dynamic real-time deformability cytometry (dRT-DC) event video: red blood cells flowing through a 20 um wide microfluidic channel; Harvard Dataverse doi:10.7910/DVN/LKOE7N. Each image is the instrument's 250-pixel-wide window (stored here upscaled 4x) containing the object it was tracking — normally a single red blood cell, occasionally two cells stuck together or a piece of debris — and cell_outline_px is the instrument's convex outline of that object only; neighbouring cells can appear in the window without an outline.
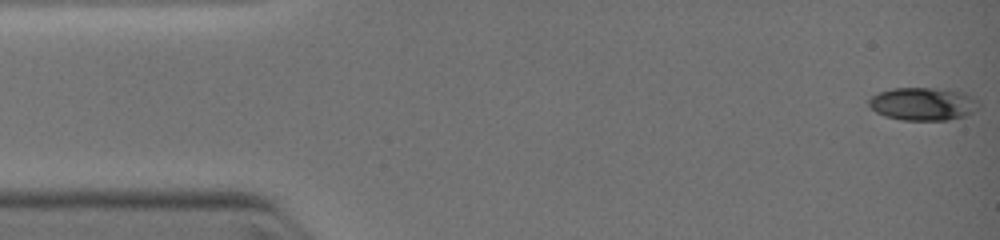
{"species": "common noctule bat (a hibernating species)", "species_latin": "Nyctalus noctula", "temperature_condition": "warm", "stored_images_in_passage": 8, "camera_frame_rate_fps": 3000, "um_per_image_px": 0.085, "animal": {"sex": "female", "body_mass_g": 19.0, "forearm_length_mm": 51.5}, "frame": {"image": 1, "passage_image": 1, "time_ms": 0.0, "image_size_px": [1000, 240], "cell_outline_px": [[980, 104], [972, 112], [964, 116], [948, 120], [904, 120], [884, 116], [876, 112], [868, 104], [868, 100], [872, 96], [880, 92], [892, 88], [936, 88], [964, 92], [972, 96]], "centroid_in_image_um": [78.45, 8.83], "position_along_channel_um": 6.6, "area_um2": 21.04}}
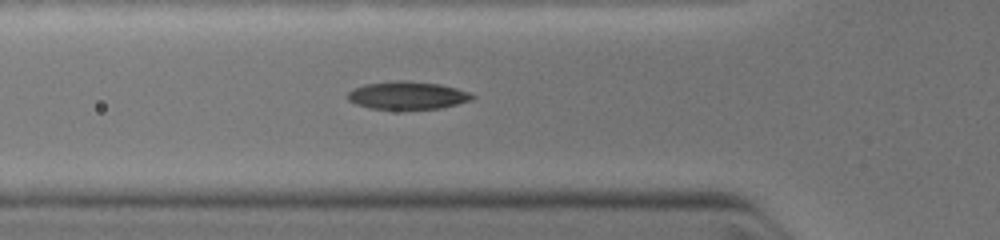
{"frame": {"image": 2, "passage_image": 8, "time_ms": 4.0, "image_size_px": [1000, 240], "cell_outline_px": [[476, 96], [472, 100], [440, 108], [368, 108], [356, 104], [348, 100], [348, 92], [364, 84], [392, 80], [404, 80], [440, 84], [456, 88], [468, 92]], "centroid_in_image_um": [34.63, 8.09], "position_along_channel_um": 91.2, "area_um2": 19.94}}